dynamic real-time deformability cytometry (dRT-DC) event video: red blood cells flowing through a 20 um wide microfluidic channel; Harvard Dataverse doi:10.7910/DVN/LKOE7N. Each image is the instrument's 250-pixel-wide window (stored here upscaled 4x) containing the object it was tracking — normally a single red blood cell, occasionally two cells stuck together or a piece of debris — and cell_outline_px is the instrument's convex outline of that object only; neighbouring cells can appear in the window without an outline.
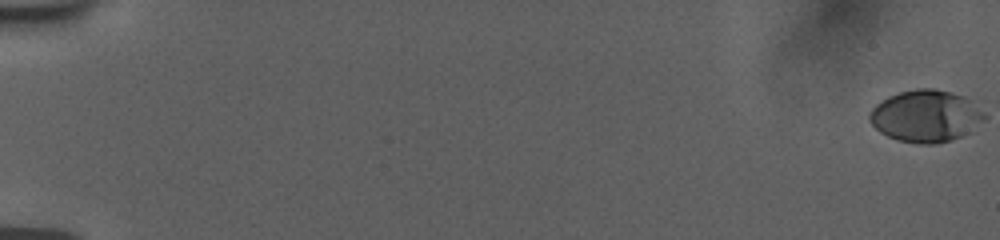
{"species": "human", "species_latin": "Homo sapiens", "temperature_condition": "room temperature", "stored_images_in_passage": 57, "camera_frame_rate_fps": 3000, "um_per_image_px": 0.085, "donor": {"sex": "female"}, "frame": {"image": 1, "passage_image": 1, "time_ms": 0.0, "image_size_px": [1000, 240], "cell_outline_px": [[968, 104], [960, 136], [952, 140], [932, 144], [920, 144], [900, 140], [888, 136], [880, 132], [868, 120], [868, 116], [872, 108], [876, 104], [888, 96], [900, 92], [916, 88], [936, 88], [952, 92], [964, 96], [968, 100]], "centroid_in_image_um": [78.27, 9.83], "position_along_channel_um": 6.7, "area_um2": 31.44}}
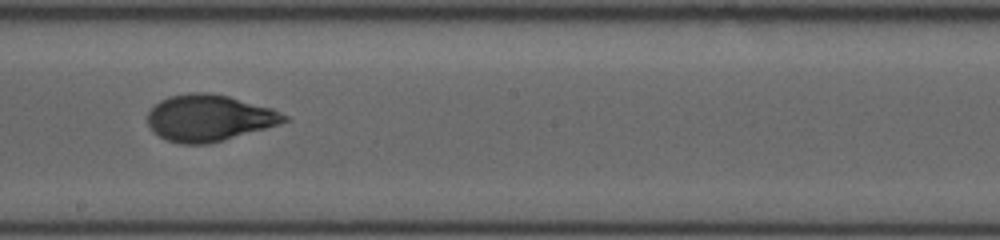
{"frame": {"image": 2, "passage_image": 35, "time_ms": 11.333, "image_size_px": [1000, 240], "cell_outline_px": [[288, 120], [264, 128], [208, 144], [180, 144], [168, 140], [152, 132], [148, 124], [148, 112], [160, 100], [168, 96], [192, 92], [212, 92], [228, 96], [272, 108], [288, 116]], "centroid_in_image_um": [17.73, 10.01], "position_along_channel_um": 230.5, "area_um2": 36.7}}
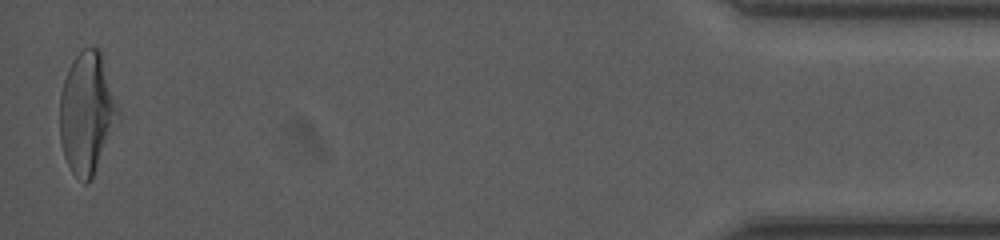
{"frame": {"image": 3, "passage_image": 57, "time_ms": 18.667, "image_size_px": [1000, 240], "cell_outline_px": [[120, 120], [92, 176], [84, 184], [72, 172], [64, 156], [60, 144], [60, 92], [68, 68], [72, 60], [84, 48], [100, 48], [120, 108]], "centroid_in_image_um": [7.41, 9.58], "position_along_channel_um": 427.8, "area_um2": 41.62}, "authors_computed_cell_mechanics": {"area_um2": 35.6626, "velocity_mm_per_s": 3.759, "shape_relaxation_time_tau1_ms": 5.1255, "shape_relaxation_time_tau2_ms": 0.8146, "deformation_change_tau1": 0.1838, "deformation_change_tau2": 0.0563}}